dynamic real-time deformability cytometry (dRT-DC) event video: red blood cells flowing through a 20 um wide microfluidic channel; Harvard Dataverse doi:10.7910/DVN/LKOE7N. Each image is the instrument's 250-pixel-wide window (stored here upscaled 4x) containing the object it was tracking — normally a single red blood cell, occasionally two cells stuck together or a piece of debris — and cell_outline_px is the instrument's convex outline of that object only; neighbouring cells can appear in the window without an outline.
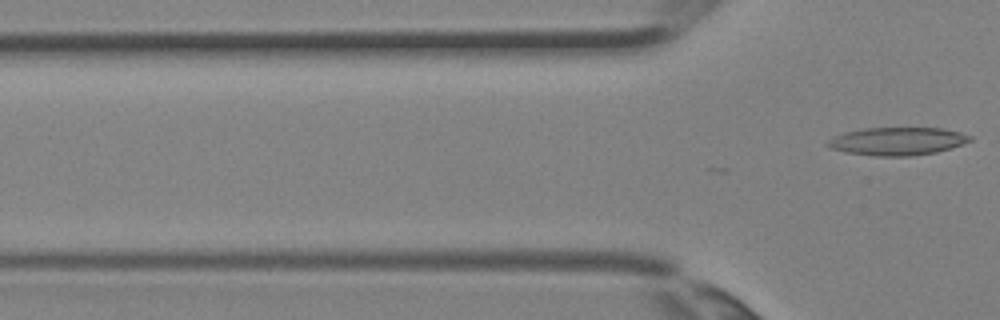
{"species": "Egyptian fruit bat (a non-hibernating species)", "species_latin": "Rousettus aegyptiacus", "temperature_condition": "room temperature", "stored_images_in_passage": 5, "camera_frame_rate_fps": 3000, "um_per_image_px": 0.085, "animal": {"sex": "female"}, "frame": {"image": 1, "passage_image": 5, "time_ms": 1.333, "image_size_px": [1000, 320], "cell_outline_px": [[972, 140], [936, 152], [912, 156], [876, 156], [844, 152], [832, 148], [824, 144], [828, 140], [844, 132], [864, 128], [944, 128], [960, 132], [972, 136]], "centroid_in_image_um": [76.25, 12.0], "position_along_channel_um": 49.5, "area_um2": 23.06}}